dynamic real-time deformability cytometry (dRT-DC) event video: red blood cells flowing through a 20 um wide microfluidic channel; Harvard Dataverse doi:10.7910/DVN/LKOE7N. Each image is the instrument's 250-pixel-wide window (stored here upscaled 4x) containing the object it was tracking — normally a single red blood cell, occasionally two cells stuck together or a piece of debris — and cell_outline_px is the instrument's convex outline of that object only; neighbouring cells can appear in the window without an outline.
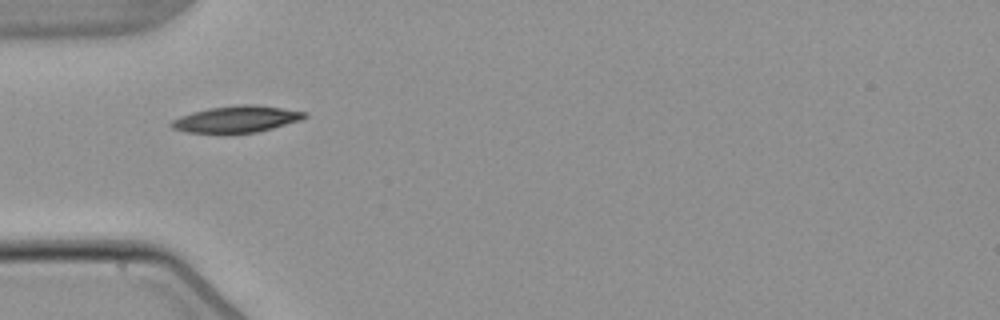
{"species": "common noctule bat (a hibernating species)", "species_latin": "Nyctalus noctula", "temperature_condition": "warm", "stored_images_in_passage": 2, "camera_frame_rate_fps": 3000, "um_per_image_px": 0.085, "animal": {"sex": "male", "body_mass_g": 21.5, "forearm_length_mm": 52.0}, "frame": {"image": 1, "passage_image": 1, "time_ms": 0.0, "image_size_px": [1000, 320], "cell_outline_px": [[308, 116], [300, 120], [272, 128], [256, 132], [188, 132], [172, 128], [168, 124], [172, 120], [180, 116], [192, 112], [208, 108], [240, 104], [252, 104], [308, 112]], "centroid_in_image_um": [20.1, 10.11], "position_along_channel_um": 64.9, "area_um2": 20.29}}